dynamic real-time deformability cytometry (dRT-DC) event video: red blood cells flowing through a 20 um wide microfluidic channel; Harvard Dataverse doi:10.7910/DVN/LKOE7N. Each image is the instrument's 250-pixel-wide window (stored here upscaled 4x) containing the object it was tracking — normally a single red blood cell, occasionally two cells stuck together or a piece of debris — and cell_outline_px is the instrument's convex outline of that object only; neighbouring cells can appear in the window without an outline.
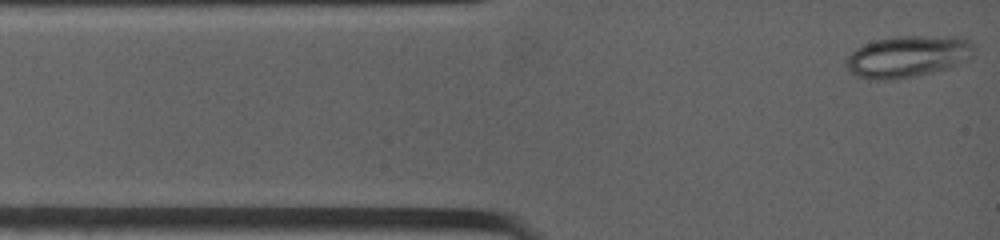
{"species": "common noctule bat (a hibernating species)", "species_latin": "Nyctalus noctula", "temperature_condition": "warm", "stored_images_in_passage": 39, "camera_frame_rate_fps": 4500, "um_per_image_px": 0.085, "animal": {"sex": "female", "body_mass_g": 19.0, "forearm_length_mm": 53.3}, "frame": {"image": 1, "passage_image": 1, "time_ms": 0.0, "image_size_px": [1000, 240], "cell_outline_px": [[972, 48], [964, 60], [948, 68], [916, 76], [896, 80], [872, 80], [856, 76], [848, 72], [844, 64], [844, 60], [856, 48], [864, 44], [876, 40], [896, 36], [952, 36], [968, 40], [972, 44]], "centroid_in_image_um": [77.03, 4.82], "position_along_channel_um": 8.0, "area_um2": 30.92}}
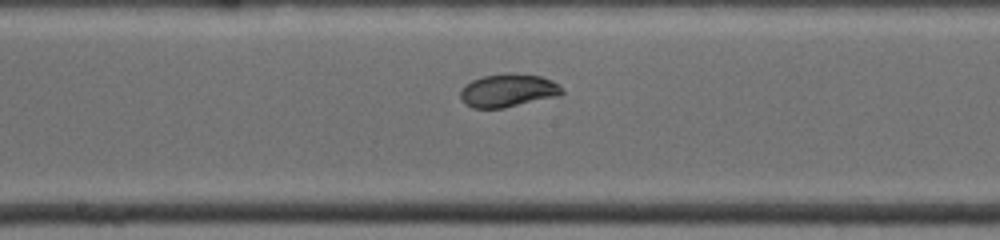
{"frame": {"image": 2, "passage_image": 23, "time_ms": 6.0, "image_size_px": [1000, 240], "cell_outline_px": [[564, 92], [560, 96], [504, 108], [472, 108], [460, 96], [460, 88], [464, 84], [472, 80], [484, 76], [508, 72], [512, 72], [540, 76], [552, 80]], "centroid_in_image_um": [43.18, 7.68], "position_along_channel_um": 205.0, "area_um2": 19.71}}
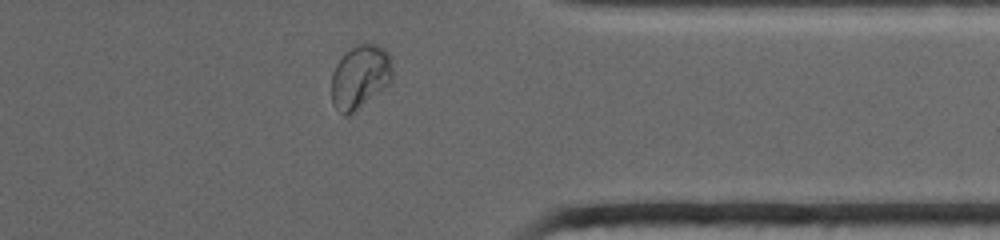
{"frame": {"image": 3, "passage_image": 36, "time_ms": 10.667, "image_size_px": [1000, 240], "cell_outline_px": [[392, 80], [388, 84], [348, 116], [344, 116], [332, 104], [332, 72], [336, 64], [352, 48], [360, 44], [376, 44], [384, 48], [388, 52], [392, 68]], "centroid_in_image_um": [30.6, 6.53], "position_along_channel_um": 380.8, "area_um2": 22.14}}